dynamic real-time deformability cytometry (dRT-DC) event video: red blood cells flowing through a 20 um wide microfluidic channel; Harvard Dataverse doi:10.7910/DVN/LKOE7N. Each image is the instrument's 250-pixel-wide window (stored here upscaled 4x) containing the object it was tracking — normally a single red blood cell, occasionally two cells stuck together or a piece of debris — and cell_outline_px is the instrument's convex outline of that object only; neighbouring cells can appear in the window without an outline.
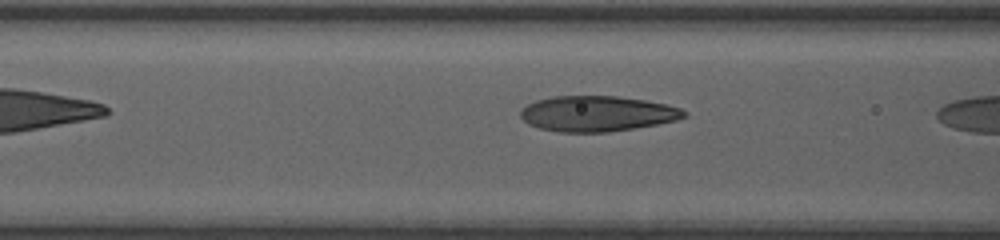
{"species": "human", "species_latin": "Homo sapiens", "temperature_condition": "room temperature", "stored_images_in_passage": 5, "camera_frame_rate_fps": 3000, "um_per_image_px": 0.085, "donor": {"sex": "female"}, "frame": {"image": 1, "passage_image": 4, "time_ms": 1.0, "image_size_px": [1000, 240], "cell_outline_px": [[688, 116], [676, 120], [656, 124], [608, 132], [560, 132], [540, 128], [528, 124], [520, 116], [520, 108], [536, 100], [552, 96], [616, 96], [644, 100], [668, 104], [680, 108], [688, 112]], "centroid_in_image_um": [50.75, 9.65], "position_along_channel_um": 115.8, "area_um2": 33.87}}